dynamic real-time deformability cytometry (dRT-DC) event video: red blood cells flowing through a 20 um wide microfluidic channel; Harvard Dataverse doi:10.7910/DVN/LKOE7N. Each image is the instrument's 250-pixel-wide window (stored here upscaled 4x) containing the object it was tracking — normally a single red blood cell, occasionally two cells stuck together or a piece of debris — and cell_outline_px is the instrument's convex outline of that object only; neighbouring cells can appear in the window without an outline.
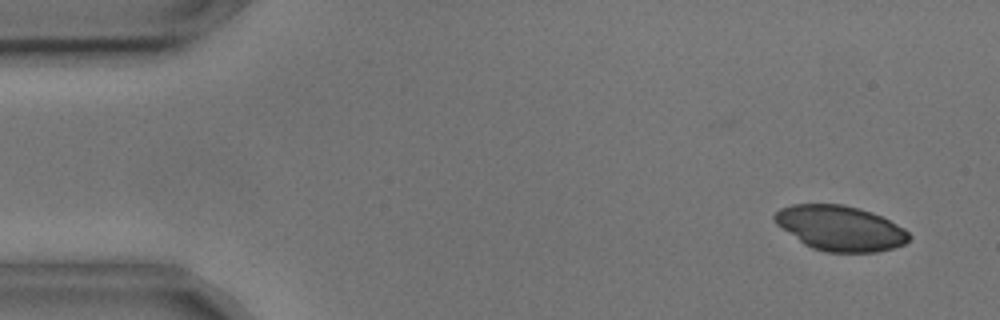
{"species": "common noctule bat (a hibernating species)", "species_latin": "Nyctalus noctula", "temperature_condition": "cold", "stored_images_in_passage": 5, "camera_frame_rate_fps": 3000, "um_per_image_px": 0.085, "animal": {"sex": "male", "body_mass_g": 17.9, "forearm_length_mm": 54.2}, "frame": {"image": 1, "passage_image": 2, "time_ms": 0.333, "image_size_px": [1000, 320], "cell_outline_px": [[912, 236], [904, 244], [892, 248], [876, 252], [824, 252], [812, 248], [804, 244], [776, 224], [772, 216], [780, 208], [792, 204], [844, 204], [860, 208], [872, 212], [904, 228]], "centroid_in_image_um": [71.4, 19.39], "position_along_channel_um": 13.6, "area_um2": 35.32}}